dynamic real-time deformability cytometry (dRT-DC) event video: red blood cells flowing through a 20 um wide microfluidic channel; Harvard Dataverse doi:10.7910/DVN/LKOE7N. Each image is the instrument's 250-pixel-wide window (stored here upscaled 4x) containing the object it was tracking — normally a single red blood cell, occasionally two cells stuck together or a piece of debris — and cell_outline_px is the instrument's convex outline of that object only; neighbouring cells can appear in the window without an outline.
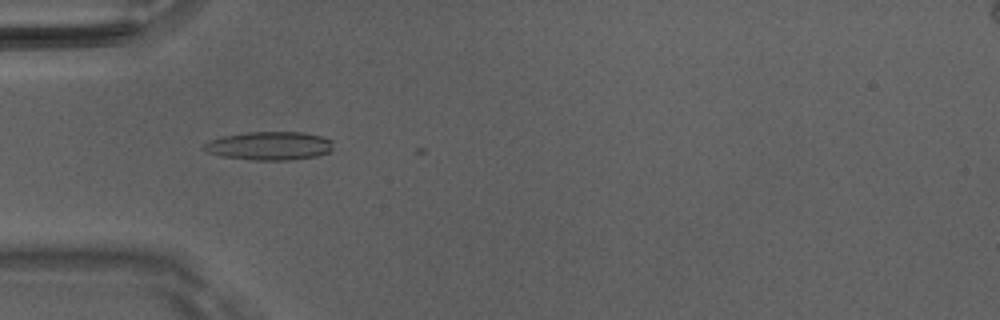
{"species": "Egyptian fruit bat (a non-hibernating species)", "species_latin": "Rousettus aegyptiacus", "temperature_condition": "room temperature", "stored_images_in_passage": 2, "camera_frame_rate_fps": 3000, "um_per_image_px": 0.085, "animal": {"sex": "male"}, "frame": {"image": 1, "passage_image": 1, "time_ms": 0.0, "image_size_px": [1000, 320], "cell_outline_px": [[332, 148], [328, 152], [320, 156], [292, 160], [252, 160], [220, 156], [208, 152], [200, 148], [208, 140], [220, 136], [248, 132], [304, 132], [320, 136], [332, 140]], "centroid_in_image_um": [22.87, 12.4], "position_along_channel_um": 62.1, "area_um2": 21.73}}